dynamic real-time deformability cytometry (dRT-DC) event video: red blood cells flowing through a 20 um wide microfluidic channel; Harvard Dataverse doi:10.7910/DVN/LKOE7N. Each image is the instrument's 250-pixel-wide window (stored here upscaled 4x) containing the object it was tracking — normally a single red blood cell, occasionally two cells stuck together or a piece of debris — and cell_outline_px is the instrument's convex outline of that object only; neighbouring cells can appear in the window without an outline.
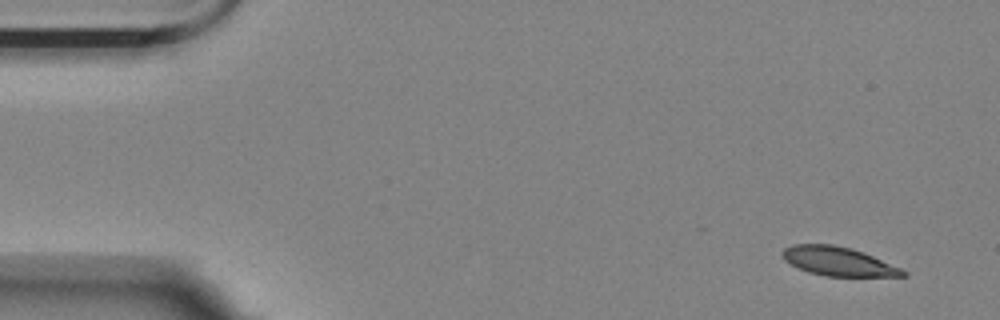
{"species": "Egyptian fruit bat (a non-hibernating species)", "species_latin": "Rousettus aegyptiacus", "temperature_condition": "room temperature", "stored_images_in_passage": 10, "camera_frame_rate_fps": 3000, "um_per_image_px": 0.085, "animal": {"sex": "female"}, "frame": {"image": 1, "passage_image": 1, "time_ms": 0.0, "image_size_px": [1000, 320], "cell_outline_px": [[908, 276], [824, 276], [808, 272], [784, 260], [780, 252], [784, 248], [792, 244], [832, 244], [852, 248], [864, 252], [900, 268], [908, 272]], "centroid_in_image_um": [71.23, 22.2], "position_along_channel_um": 13.8, "area_um2": 20.29}}
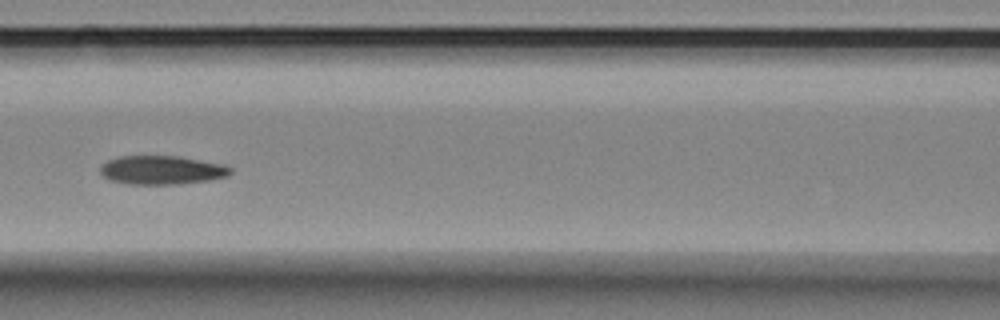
{"frame": {"image": 2, "passage_image": 7, "time_ms": 2.0, "image_size_px": [1000, 320], "cell_outline_px": [[232, 172], [228, 176], [208, 180], [180, 184], [128, 184], [108, 180], [100, 172], [100, 164], [108, 160], [120, 156], [180, 156], [224, 164], [232, 168]], "centroid_in_image_um": [13.75, 14.45], "position_along_channel_um": 152.9, "area_um2": 22.02}}
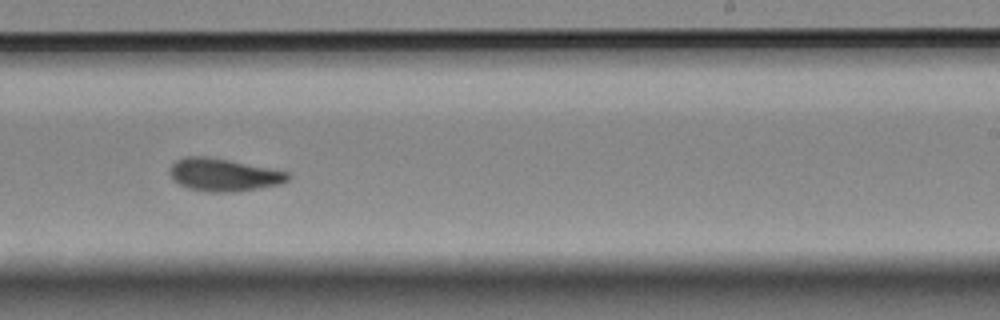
{"frame": {"image": 3, "passage_image": 10, "time_ms": 3.0, "image_size_px": [1000, 320], "cell_outline_px": [[292, 176], [284, 184], [236, 192], [208, 192], [188, 188], [180, 184], [168, 172], [168, 168], [176, 160], [184, 156], [208, 156], [288, 172]], "centroid_in_image_um": [19.02, 14.86], "position_along_channel_um": 270.0, "area_um2": 22.6}}